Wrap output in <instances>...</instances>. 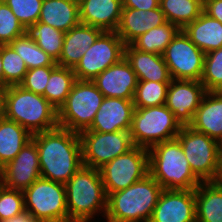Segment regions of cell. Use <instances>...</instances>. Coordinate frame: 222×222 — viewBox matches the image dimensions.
<instances>
[{
  "label": "cell",
  "mask_w": 222,
  "mask_h": 222,
  "mask_svg": "<svg viewBox=\"0 0 222 222\" xmlns=\"http://www.w3.org/2000/svg\"><path fill=\"white\" fill-rule=\"evenodd\" d=\"M65 187L68 222H90L98 213L105 218L108 196L99 169L82 165Z\"/></svg>",
  "instance_id": "cell-3"
},
{
  "label": "cell",
  "mask_w": 222,
  "mask_h": 222,
  "mask_svg": "<svg viewBox=\"0 0 222 222\" xmlns=\"http://www.w3.org/2000/svg\"><path fill=\"white\" fill-rule=\"evenodd\" d=\"M104 97L133 100L138 79L130 64L123 58L92 80Z\"/></svg>",
  "instance_id": "cell-17"
},
{
  "label": "cell",
  "mask_w": 222,
  "mask_h": 222,
  "mask_svg": "<svg viewBox=\"0 0 222 222\" xmlns=\"http://www.w3.org/2000/svg\"><path fill=\"white\" fill-rule=\"evenodd\" d=\"M1 58L3 88L11 85H19L28 71L25 62L9 44H1Z\"/></svg>",
  "instance_id": "cell-34"
},
{
  "label": "cell",
  "mask_w": 222,
  "mask_h": 222,
  "mask_svg": "<svg viewBox=\"0 0 222 222\" xmlns=\"http://www.w3.org/2000/svg\"><path fill=\"white\" fill-rule=\"evenodd\" d=\"M174 80L200 81L204 70L205 53L181 29L162 54Z\"/></svg>",
  "instance_id": "cell-13"
},
{
  "label": "cell",
  "mask_w": 222,
  "mask_h": 222,
  "mask_svg": "<svg viewBox=\"0 0 222 222\" xmlns=\"http://www.w3.org/2000/svg\"><path fill=\"white\" fill-rule=\"evenodd\" d=\"M9 45L20 55L28 70L37 67L57 66L56 61L25 34L14 39Z\"/></svg>",
  "instance_id": "cell-32"
},
{
  "label": "cell",
  "mask_w": 222,
  "mask_h": 222,
  "mask_svg": "<svg viewBox=\"0 0 222 222\" xmlns=\"http://www.w3.org/2000/svg\"><path fill=\"white\" fill-rule=\"evenodd\" d=\"M188 126L222 144V91L206 92Z\"/></svg>",
  "instance_id": "cell-21"
},
{
  "label": "cell",
  "mask_w": 222,
  "mask_h": 222,
  "mask_svg": "<svg viewBox=\"0 0 222 222\" xmlns=\"http://www.w3.org/2000/svg\"><path fill=\"white\" fill-rule=\"evenodd\" d=\"M195 199L198 222H222V186L201 182L195 188Z\"/></svg>",
  "instance_id": "cell-26"
},
{
  "label": "cell",
  "mask_w": 222,
  "mask_h": 222,
  "mask_svg": "<svg viewBox=\"0 0 222 222\" xmlns=\"http://www.w3.org/2000/svg\"><path fill=\"white\" fill-rule=\"evenodd\" d=\"M134 109L133 100L104 97L93 123L85 131H130Z\"/></svg>",
  "instance_id": "cell-18"
},
{
  "label": "cell",
  "mask_w": 222,
  "mask_h": 222,
  "mask_svg": "<svg viewBox=\"0 0 222 222\" xmlns=\"http://www.w3.org/2000/svg\"><path fill=\"white\" fill-rule=\"evenodd\" d=\"M125 43L115 31H103L73 68L76 79L92 81L124 58Z\"/></svg>",
  "instance_id": "cell-12"
},
{
  "label": "cell",
  "mask_w": 222,
  "mask_h": 222,
  "mask_svg": "<svg viewBox=\"0 0 222 222\" xmlns=\"http://www.w3.org/2000/svg\"><path fill=\"white\" fill-rule=\"evenodd\" d=\"M181 29L170 22L152 28L139 36L130 45L140 51L162 55L167 45Z\"/></svg>",
  "instance_id": "cell-30"
},
{
  "label": "cell",
  "mask_w": 222,
  "mask_h": 222,
  "mask_svg": "<svg viewBox=\"0 0 222 222\" xmlns=\"http://www.w3.org/2000/svg\"><path fill=\"white\" fill-rule=\"evenodd\" d=\"M213 182L222 186V144L219 150L218 171Z\"/></svg>",
  "instance_id": "cell-43"
},
{
  "label": "cell",
  "mask_w": 222,
  "mask_h": 222,
  "mask_svg": "<svg viewBox=\"0 0 222 222\" xmlns=\"http://www.w3.org/2000/svg\"><path fill=\"white\" fill-rule=\"evenodd\" d=\"M170 82L138 81L134 94V108L165 105Z\"/></svg>",
  "instance_id": "cell-33"
},
{
  "label": "cell",
  "mask_w": 222,
  "mask_h": 222,
  "mask_svg": "<svg viewBox=\"0 0 222 222\" xmlns=\"http://www.w3.org/2000/svg\"><path fill=\"white\" fill-rule=\"evenodd\" d=\"M40 177L39 154L33 140L0 169V183L10 189L24 191Z\"/></svg>",
  "instance_id": "cell-14"
},
{
  "label": "cell",
  "mask_w": 222,
  "mask_h": 222,
  "mask_svg": "<svg viewBox=\"0 0 222 222\" xmlns=\"http://www.w3.org/2000/svg\"><path fill=\"white\" fill-rule=\"evenodd\" d=\"M107 196L142 180L149 174L148 149L134 146L99 168Z\"/></svg>",
  "instance_id": "cell-10"
},
{
  "label": "cell",
  "mask_w": 222,
  "mask_h": 222,
  "mask_svg": "<svg viewBox=\"0 0 222 222\" xmlns=\"http://www.w3.org/2000/svg\"><path fill=\"white\" fill-rule=\"evenodd\" d=\"M149 174L167 190H191L202 182L191 170L177 138L148 149Z\"/></svg>",
  "instance_id": "cell-5"
},
{
  "label": "cell",
  "mask_w": 222,
  "mask_h": 222,
  "mask_svg": "<svg viewBox=\"0 0 222 222\" xmlns=\"http://www.w3.org/2000/svg\"><path fill=\"white\" fill-rule=\"evenodd\" d=\"M38 22L68 32L80 24L79 2L75 0H43Z\"/></svg>",
  "instance_id": "cell-24"
},
{
  "label": "cell",
  "mask_w": 222,
  "mask_h": 222,
  "mask_svg": "<svg viewBox=\"0 0 222 222\" xmlns=\"http://www.w3.org/2000/svg\"><path fill=\"white\" fill-rule=\"evenodd\" d=\"M56 66L37 67L27 71L23 81L19 84L26 90L43 95L45 87L51 75V71Z\"/></svg>",
  "instance_id": "cell-39"
},
{
  "label": "cell",
  "mask_w": 222,
  "mask_h": 222,
  "mask_svg": "<svg viewBox=\"0 0 222 222\" xmlns=\"http://www.w3.org/2000/svg\"><path fill=\"white\" fill-rule=\"evenodd\" d=\"M159 6L166 21L183 29L196 20L203 12L201 0H160Z\"/></svg>",
  "instance_id": "cell-28"
},
{
  "label": "cell",
  "mask_w": 222,
  "mask_h": 222,
  "mask_svg": "<svg viewBox=\"0 0 222 222\" xmlns=\"http://www.w3.org/2000/svg\"><path fill=\"white\" fill-rule=\"evenodd\" d=\"M26 28L39 20L43 0H3Z\"/></svg>",
  "instance_id": "cell-38"
},
{
  "label": "cell",
  "mask_w": 222,
  "mask_h": 222,
  "mask_svg": "<svg viewBox=\"0 0 222 222\" xmlns=\"http://www.w3.org/2000/svg\"><path fill=\"white\" fill-rule=\"evenodd\" d=\"M82 164L95 169L101 168L117 156L127 153L134 147L130 131L79 133Z\"/></svg>",
  "instance_id": "cell-11"
},
{
  "label": "cell",
  "mask_w": 222,
  "mask_h": 222,
  "mask_svg": "<svg viewBox=\"0 0 222 222\" xmlns=\"http://www.w3.org/2000/svg\"><path fill=\"white\" fill-rule=\"evenodd\" d=\"M76 80L73 68L57 65L51 71L43 96L59 110L65 103Z\"/></svg>",
  "instance_id": "cell-29"
},
{
  "label": "cell",
  "mask_w": 222,
  "mask_h": 222,
  "mask_svg": "<svg viewBox=\"0 0 222 222\" xmlns=\"http://www.w3.org/2000/svg\"><path fill=\"white\" fill-rule=\"evenodd\" d=\"M1 222H40V221L30 212L24 211L20 215H17L11 219Z\"/></svg>",
  "instance_id": "cell-42"
},
{
  "label": "cell",
  "mask_w": 222,
  "mask_h": 222,
  "mask_svg": "<svg viewBox=\"0 0 222 222\" xmlns=\"http://www.w3.org/2000/svg\"><path fill=\"white\" fill-rule=\"evenodd\" d=\"M160 0H122V8L151 10L159 7Z\"/></svg>",
  "instance_id": "cell-41"
},
{
  "label": "cell",
  "mask_w": 222,
  "mask_h": 222,
  "mask_svg": "<svg viewBox=\"0 0 222 222\" xmlns=\"http://www.w3.org/2000/svg\"><path fill=\"white\" fill-rule=\"evenodd\" d=\"M176 138L193 173L202 181H213L218 171L221 144L189 126H182Z\"/></svg>",
  "instance_id": "cell-9"
},
{
  "label": "cell",
  "mask_w": 222,
  "mask_h": 222,
  "mask_svg": "<svg viewBox=\"0 0 222 222\" xmlns=\"http://www.w3.org/2000/svg\"><path fill=\"white\" fill-rule=\"evenodd\" d=\"M23 193L25 211L40 222H68L65 184L40 177Z\"/></svg>",
  "instance_id": "cell-8"
},
{
  "label": "cell",
  "mask_w": 222,
  "mask_h": 222,
  "mask_svg": "<svg viewBox=\"0 0 222 222\" xmlns=\"http://www.w3.org/2000/svg\"><path fill=\"white\" fill-rule=\"evenodd\" d=\"M163 188L148 174L107 198V222H149Z\"/></svg>",
  "instance_id": "cell-4"
},
{
  "label": "cell",
  "mask_w": 222,
  "mask_h": 222,
  "mask_svg": "<svg viewBox=\"0 0 222 222\" xmlns=\"http://www.w3.org/2000/svg\"><path fill=\"white\" fill-rule=\"evenodd\" d=\"M103 99L93 81L77 79L58 110V126L78 134L88 130Z\"/></svg>",
  "instance_id": "cell-7"
},
{
  "label": "cell",
  "mask_w": 222,
  "mask_h": 222,
  "mask_svg": "<svg viewBox=\"0 0 222 222\" xmlns=\"http://www.w3.org/2000/svg\"><path fill=\"white\" fill-rule=\"evenodd\" d=\"M182 125L166 105L135 108L130 135L134 146L150 149L176 138Z\"/></svg>",
  "instance_id": "cell-6"
},
{
  "label": "cell",
  "mask_w": 222,
  "mask_h": 222,
  "mask_svg": "<svg viewBox=\"0 0 222 222\" xmlns=\"http://www.w3.org/2000/svg\"><path fill=\"white\" fill-rule=\"evenodd\" d=\"M203 12L222 23V0H204Z\"/></svg>",
  "instance_id": "cell-40"
},
{
  "label": "cell",
  "mask_w": 222,
  "mask_h": 222,
  "mask_svg": "<svg viewBox=\"0 0 222 222\" xmlns=\"http://www.w3.org/2000/svg\"><path fill=\"white\" fill-rule=\"evenodd\" d=\"M25 34V28L13 14L9 6L0 1V45L9 44Z\"/></svg>",
  "instance_id": "cell-37"
},
{
  "label": "cell",
  "mask_w": 222,
  "mask_h": 222,
  "mask_svg": "<svg viewBox=\"0 0 222 222\" xmlns=\"http://www.w3.org/2000/svg\"><path fill=\"white\" fill-rule=\"evenodd\" d=\"M3 116L32 135L58 127V110L43 96L20 85L5 88Z\"/></svg>",
  "instance_id": "cell-2"
},
{
  "label": "cell",
  "mask_w": 222,
  "mask_h": 222,
  "mask_svg": "<svg viewBox=\"0 0 222 222\" xmlns=\"http://www.w3.org/2000/svg\"><path fill=\"white\" fill-rule=\"evenodd\" d=\"M195 220V189H163L149 222H192Z\"/></svg>",
  "instance_id": "cell-16"
},
{
  "label": "cell",
  "mask_w": 222,
  "mask_h": 222,
  "mask_svg": "<svg viewBox=\"0 0 222 222\" xmlns=\"http://www.w3.org/2000/svg\"><path fill=\"white\" fill-rule=\"evenodd\" d=\"M102 32L100 28L82 23L65 32L62 52L56 61L57 65L74 68Z\"/></svg>",
  "instance_id": "cell-22"
},
{
  "label": "cell",
  "mask_w": 222,
  "mask_h": 222,
  "mask_svg": "<svg viewBox=\"0 0 222 222\" xmlns=\"http://www.w3.org/2000/svg\"><path fill=\"white\" fill-rule=\"evenodd\" d=\"M40 175L42 178L65 184L83 165L79 134L68 129L35 133Z\"/></svg>",
  "instance_id": "cell-1"
},
{
  "label": "cell",
  "mask_w": 222,
  "mask_h": 222,
  "mask_svg": "<svg viewBox=\"0 0 222 222\" xmlns=\"http://www.w3.org/2000/svg\"><path fill=\"white\" fill-rule=\"evenodd\" d=\"M0 86L3 87V68H2V58H1V45H0Z\"/></svg>",
  "instance_id": "cell-45"
},
{
  "label": "cell",
  "mask_w": 222,
  "mask_h": 222,
  "mask_svg": "<svg viewBox=\"0 0 222 222\" xmlns=\"http://www.w3.org/2000/svg\"><path fill=\"white\" fill-rule=\"evenodd\" d=\"M206 92L200 81L172 79L165 105L173 112L182 126H188Z\"/></svg>",
  "instance_id": "cell-15"
},
{
  "label": "cell",
  "mask_w": 222,
  "mask_h": 222,
  "mask_svg": "<svg viewBox=\"0 0 222 222\" xmlns=\"http://www.w3.org/2000/svg\"><path fill=\"white\" fill-rule=\"evenodd\" d=\"M166 22L165 15L160 6L146 11L122 8L120 22L115 32L125 45H130L139 36Z\"/></svg>",
  "instance_id": "cell-19"
},
{
  "label": "cell",
  "mask_w": 222,
  "mask_h": 222,
  "mask_svg": "<svg viewBox=\"0 0 222 222\" xmlns=\"http://www.w3.org/2000/svg\"><path fill=\"white\" fill-rule=\"evenodd\" d=\"M122 7V0H81L79 2L80 22L103 31H116Z\"/></svg>",
  "instance_id": "cell-20"
},
{
  "label": "cell",
  "mask_w": 222,
  "mask_h": 222,
  "mask_svg": "<svg viewBox=\"0 0 222 222\" xmlns=\"http://www.w3.org/2000/svg\"><path fill=\"white\" fill-rule=\"evenodd\" d=\"M200 82L207 92L222 91V47L205 54Z\"/></svg>",
  "instance_id": "cell-35"
},
{
  "label": "cell",
  "mask_w": 222,
  "mask_h": 222,
  "mask_svg": "<svg viewBox=\"0 0 222 222\" xmlns=\"http://www.w3.org/2000/svg\"><path fill=\"white\" fill-rule=\"evenodd\" d=\"M182 30L205 54L222 47V23L204 12Z\"/></svg>",
  "instance_id": "cell-25"
},
{
  "label": "cell",
  "mask_w": 222,
  "mask_h": 222,
  "mask_svg": "<svg viewBox=\"0 0 222 222\" xmlns=\"http://www.w3.org/2000/svg\"><path fill=\"white\" fill-rule=\"evenodd\" d=\"M25 35L36 42V44L55 61L61 55L65 32L53 28L48 24L37 22L25 28Z\"/></svg>",
  "instance_id": "cell-31"
},
{
  "label": "cell",
  "mask_w": 222,
  "mask_h": 222,
  "mask_svg": "<svg viewBox=\"0 0 222 222\" xmlns=\"http://www.w3.org/2000/svg\"><path fill=\"white\" fill-rule=\"evenodd\" d=\"M25 211L24 193L0 183V222L11 219Z\"/></svg>",
  "instance_id": "cell-36"
},
{
  "label": "cell",
  "mask_w": 222,
  "mask_h": 222,
  "mask_svg": "<svg viewBox=\"0 0 222 222\" xmlns=\"http://www.w3.org/2000/svg\"><path fill=\"white\" fill-rule=\"evenodd\" d=\"M4 91L5 88L0 86V117L3 116Z\"/></svg>",
  "instance_id": "cell-44"
},
{
  "label": "cell",
  "mask_w": 222,
  "mask_h": 222,
  "mask_svg": "<svg viewBox=\"0 0 222 222\" xmlns=\"http://www.w3.org/2000/svg\"><path fill=\"white\" fill-rule=\"evenodd\" d=\"M124 58L136 73L138 81L171 82L168 67L163 56L143 52L125 45Z\"/></svg>",
  "instance_id": "cell-23"
},
{
  "label": "cell",
  "mask_w": 222,
  "mask_h": 222,
  "mask_svg": "<svg viewBox=\"0 0 222 222\" xmlns=\"http://www.w3.org/2000/svg\"><path fill=\"white\" fill-rule=\"evenodd\" d=\"M32 140V134L15 121L0 117V169Z\"/></svg>",
  "instance_id": "cell-27"
}]
</instances>
